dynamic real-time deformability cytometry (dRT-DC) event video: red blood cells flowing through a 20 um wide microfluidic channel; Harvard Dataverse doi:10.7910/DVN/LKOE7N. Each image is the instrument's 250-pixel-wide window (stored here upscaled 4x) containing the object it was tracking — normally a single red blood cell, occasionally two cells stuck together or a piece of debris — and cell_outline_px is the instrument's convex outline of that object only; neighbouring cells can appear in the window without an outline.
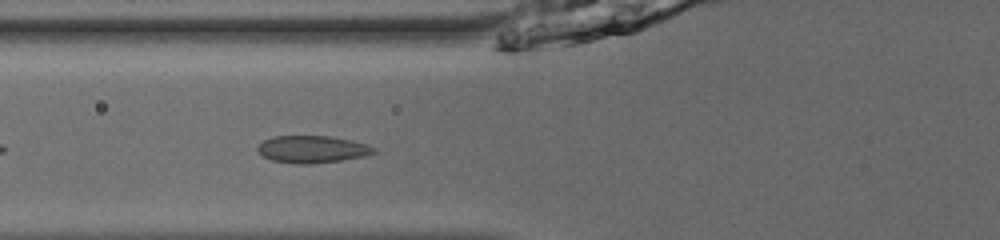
{"species": "common noctule bat (a hibernating species)", "species_latin": "Nyctalus noctula", "temperature_condition": "room temperature", "stored_images_in_passage": 34, "camera_frame_rate_fps": 3000, "um_per_image_px": 0.085, "animal": {"sex": "male", "body_mass_g": 13.0, "forearm_length_mm": 53.1}, "frame": {"image": 1, "passage_image": 3, "time_ms": 0.667, "image_size_px": [1000, 240], "cell_outline_px": [[376, 152], [364, 156], [340, 160], [312, 164], [296, 164], [272, 160], [264, 156], [256, 148], [264, 140], [272, 136], [328, 136], [352, 140], [368, 144], [376, 148]], "centroid_in_image_um": [26.56, 12.68], "position_along_channel_um": 99.2, "area_um2": 18.38}}
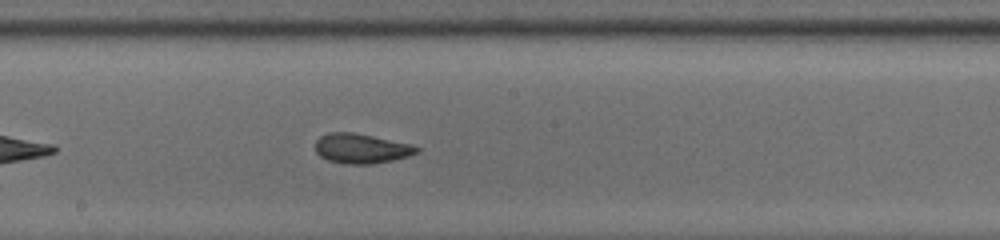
{"frame": {"image": 2, "passage_image": 12, "time_ms": 3.667, "image_size_px": [1000, 240], "cell_outline_px": [[420, 152], [408, 156], [392, 160], [372, 164], [344, 164], [328, 160], [320, 156], [316, 152], [316, 140], [320, 136], [328, 132], [352, 132], [412, 144], [420, 148]], "centroid_in_image_um": [30.71, 12.62], "position_along_channel_um": 217.5, "area_um2": 17.63}}
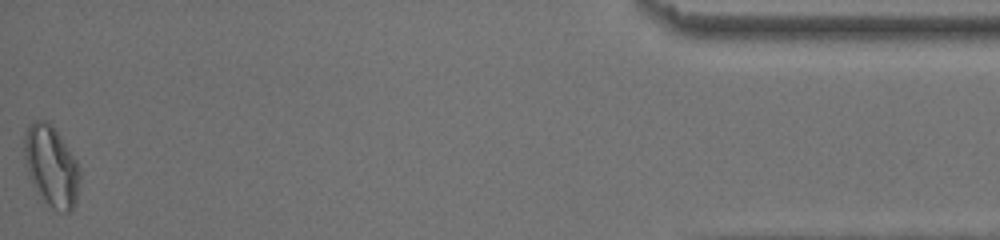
{"frame": {"image": 3, "passage_image": 34, "time_ms": 11.0, "image_size_px": [1000, 240], "cell_outline_px": [[80, 176], [76, 204], [68, 212], [64, 212], [52, 208], [44, 200], [32, 184], [28, 176], [24, 160], [24, 136], [28, 124], [36, 120], [48, 120], [60, 136], [76, 160], [80, 168]], "centroid_in_image_um": [4.35, 14.11], "position_along_channel_um": 430.9, "area_um2": 26.18}, "authors_computed_cell_mechanics": {"area_um2": 17.8891, "velocity_mm_per_s": 3.9095, "shape_relaxation_time_tau1_ms": 3.9311, "shape_relaxation_time_tau2_ms": 1.6665, "deformation_change_tau1": 0.123, "deformation_change_tau2": 0.0497}}